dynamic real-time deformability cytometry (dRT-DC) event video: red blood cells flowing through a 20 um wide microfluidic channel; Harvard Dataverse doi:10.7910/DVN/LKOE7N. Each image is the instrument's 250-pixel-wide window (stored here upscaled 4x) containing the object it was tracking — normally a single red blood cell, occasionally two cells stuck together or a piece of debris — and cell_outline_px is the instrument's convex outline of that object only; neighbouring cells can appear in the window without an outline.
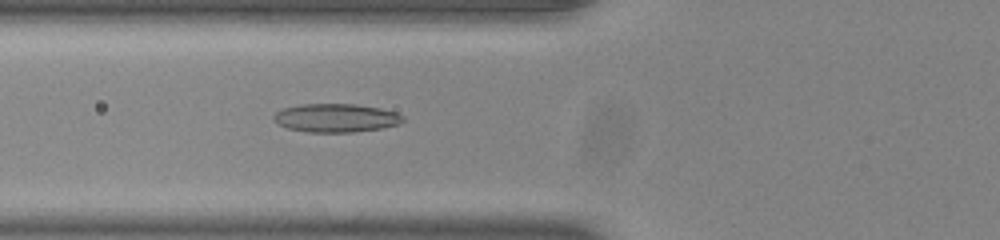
{"species": "common noctule bat (a hibernating species)", "species_latin": "Nyctalus noctula", "temperature_condition": "room temperature", "stored_images_in_passage": 54, "camera_frame_rate_fps": 3000, "um_per_image_px": 0.085, "animal": {"sex": "male", "body_mass_g": 20.0, "forearm_length_mm": 53.3}, "frame": {"image": 1, "passage_image": 22, "time_ms": 7.0, "image_size_px": [1000, 240], "cell_outline_px": [[404, 120], [400, 124], [380, 128], [352, 132], [308, 132], [288, 128], [272, 120], [272, 116], [276, 112], [284, 108], [300, 104], [356, 104], [380, 108], [396, 112], [404, 116]], "centroid_in_image_um": [28.56, 10.02], "position_along_channel_um": 97.2, "area_um2": 21.44}}
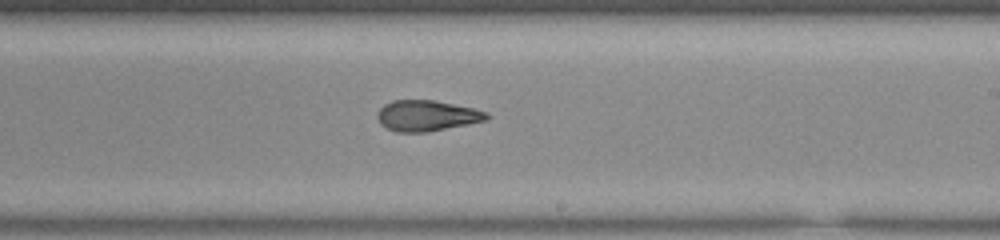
{"frame": {"image": 2, "passage_image": 34, "time_ms": 11.0, "image_size_px": [1000, 240], "cell_outline_px": [[492, 116], [488, 120], [428, 132], [396, 132], [380, 124], [376, 116], [376, 112], [384, 104], [392, 100], [432, 100], [472, 108], [488, 112]], "centroid_in_image_um": [36.27, 9.84], "position_along_channel_um": 252.7, "area_um2": 19.71}}
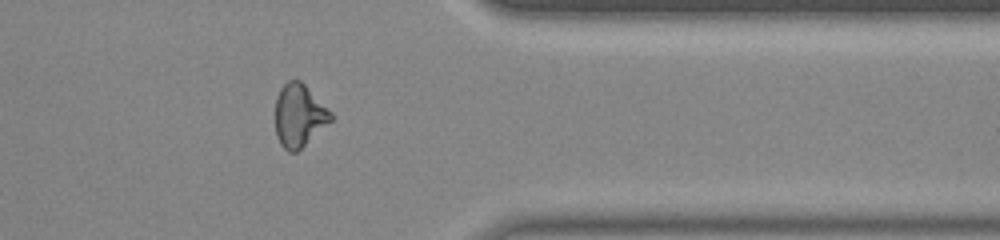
{"frame": {"image": 3, "passage_image": 45, "time_ms": 14.667, "image_size_px": [1000, 240], "cell_outline_px": [[332, 120], [296, 152], [288, 152], [280, 144], [276, 136], [276, 96], [280, 88], [288, 80], [300, 80], [332, 112]], "centroid_in_image_um": [25.41, 9.81], "position_along_channel_um": 386.0, "area_um2": 20.11}, "authors_computed_cell_mechanics": {"area_um2": 20.5768, "velocity_mm_per_s": 3.8867, "shape_relaxation_time_tau1_ms": null, "shape_relaxation_time_tau2_ms": 2.5435, "deformation_change_tau1": null, "deformation_change_tau2": 0.0945}}